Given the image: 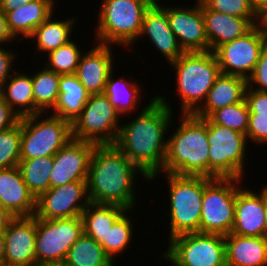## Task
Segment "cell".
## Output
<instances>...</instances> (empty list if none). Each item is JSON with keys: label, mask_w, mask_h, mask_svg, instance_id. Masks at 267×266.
I'll list each match as a JSON object with an SVG mask.
<instances>
[{"label": "cell", "mask_w": 267, "mask_h": 266, "mask_svg": "<svg viewBox=\"0 0 267 266\" xmlns=\"http://www.w3.org/2000/svg\"><path fill=\"white\" fill-rule=\"evenodd\" d=\"M166 97L155 95L129 123H122L115 145L148 178L160 173L166 159L169 128L175 116Z\"/></svg>", "instance_id": "1"}, {"label": "cell", "mask_w": 267, "mask_h": 266, "mask_svg": "<svg viewBox=\"0 0 267 266\" xmlns=\"http://www.w3.org/2000/svg\"><path fill=\"white\" fill-rule=\"evenodd\" d=\"M139 174L149 182L115 144L95 145L86 180L90 202L133 210L139 201L134 189Z\"/></svg>", "instance_id": "2"}, {"label": "cell", "mask_w": 267, "mask_h": 266, "mask_svg": "<svg viewBox=\"0 0 267 266\" xmlns=\"http://www.w3.org/2000/svg\"><path fill=\"white\" fill-rule=\"evenodd\" d=\"M179 115L178 127L168 136L163 169L151 176L149 182H155L157 175L162 173L209 177L210 145L206 118H199L194 114Z\"/></svg>", "instance_id": "3"}, {"label": "cell", "mask_w": 267, "mask_h": 266, "mask_svg": "<svg viewBox=\"0 0 267 266\" xmlns=\"http://www.w3.org/2000/svg\"><path fill=\"white\" fill-rule=\"evenodd\" d=\"M170 66L176 76L177 96L181 99L180 114H194L221 74L218 60L212 51L184 52Z\"/></svg>", "instance_id": "4"}, {"label": "cell", "mask_w": 267, "mask_h": 266, "mask_svg": "<svg viewBox=\"0 0 267 266\" xmlns=\"http://www.w3.org/2000/svg\"><path fill=\"white\" fill-rule=\"evenodd\" d=\"M157 0H101L94 43L130 47L139 40L143 17Z\"/></svg>", "instance_id": "5"}, {"label": "cell", "mask_w": 267, "mask_h": 266, "mask_svg": "<svg viewBox=\"0 0 267 266\" xmlns=\"http://www.w3.org/2000/svg\"><path fill=\"white\" fill-rule=\"evenodd\" d=\"M169 189L168 241L186 233L200 232L205 176L163 173Z\"/></svg>", "instance_id": "6"}, {"label": "cell", "mask_w": 267, "mask_h": 266, "mask_svg": "<svg viewBox=\"0 0 267 266\" xmlns=\"http://www.w3.org/2000/svg\"><path fill=\"white\" fill-rule=\"evenodd\" d=\"M206 125L210 145L209 178L245 179L249 148L246 135L215 124L209 118H206Z\"/></svg>", "instance_id": "7"}, {"label": "cell", "mask_w": 267, "mask_h": 266, "mask_svg": "<svg viewBox=\"0 0 267 266\" xmlns=\"http://www.w3.org/2000/svg\"><path fill=\"white\" fill-rule=\"evenodd\" d=\"M48 114L21 117L20 159L54 156L72 139L71 122Z\"/></svg>", "instance_id": "8"}, {"label": "cell", "mask_w": 267, "mask_h": 266, "mask_svg": "<svg viewBox=\"0 0 267 266\" xmlns=\"http://www.w3.org/2000/svg\"><path fill=\"white\" fill-rule=\"evenodd\" d=\"M241 182L240 179L205 177L200 233L223 236L231 233L235 222L237 189Z\"/></svg>", "instance_id": "9"}, {"label": "cell", "mask_w": 267, "mask_h": 266, "mask_svg": "<svg viewBox=\"0 0 267 266\" xmlns=\"http://www.w3.org/2000/svg\"><path fill=\"white\" fill-rule=\"evenodd\" d=\"M162 253L171 266H227L225 236L209 233H186L168 241Z\"/></svg>", "instance_id": "10"}, {"label": "cell", "mask_w": 267, "mask_h": 266, "mask_svg": "<svg viewBox=\"0 0 267 266\" xmlns=\"http://www.w3.org/2000/svg\"><path fill=\"white\" fill-rule=\"evenodd\" d=\"M121 116L104 93L92 94L81 114L71 123L72 138L96 145L115 144Z\"/></svg>", "instance_id": "11"}, {"label": "cell", "mask_w": 267, "mask_h": 266, "mask_svg": "<svg viewBox=\"0 0 267 266\" xmlns=\"http://www.w3.org/2000/svg\"><path fill=\"white\" fill-rule=\"evenodd\" d=\"M83 233L82 216L53 220L36 218V266L63 263L69 249Z\"/></svg>", "instance_id": "12"}, {"label": "cell", "mask_w": 267, "mask_h": 266, "mask_svg": "<svg viewBox=\"0 0 267 266\" xmlns=\"http://www.w3.org/2000/svg\"><path fill=\"white\" fill-rule=\"evenodd\" d=\"M266 43L267 28L258 24L244 36L220 45L214 51L220 72L248 80Z\"/></svg>", "instance_id": "13"}, {"label": "cell", "mask_w": 267, "mask_h": 266, "mask_svg": "<svg viewBox=\"0 0 267 266\" xmlns=\"http://www.w3.org/2000/svg\"><path fill=\"white\" fill-rule=\"evenodd\" d=\"M86 180L48 189L36 199L35 217L45 220L82 216L89 205Z\"/></svg>", "instance_id": "14"}, {"label": "cell", "mask_w": 267, "mask_h": 266, "mask_svg": "<svg viewBox=\"0 0 267 266\" xmlns=\"http://www.w3.org/2000/svg\"><path fill=\"white\" fill-rule=\"evenodd\" d=\"M194 6H164L170 28L184 52H207L209 42L205 32L203 3L195 0Z\"/></svg>", "instance_id": "15"}, {"label": "cell", "mask_w": 267, "mask_h": 266, "mask_svg": "<svg viewBox=\"0 0 267 266\" xmlns=\"http://www.w3.org/2000/svg\"><path fill=\"white\" fill-rule=\"evenodd\" d=\"M96 144L71 139L55 155L50 174V188L87 180L90 159Z\"/></svg>", "instance_id": "16"}, {"label": "cell", "mask_w": 267, "mask_h": 266, "mask_svg": "<svg viewBox=\"0 0 267 266\" xmlns=\"http://www.w3.org/2000/svg\"><path fill=\"white\" fill-rule=\"evenodd\" d=\"M36 217H14L4 232L2 263L36 266Z\"/></svg>", "instance_id": "17"}, {"label": "cell", "mask_w": 267, "mask_h": 266, "mask_svg": "<svg viewBox=\"0 0 267 266\" xmlns=\"http://www.w3.org/2000/svg\"><path fill=\"white\" fill-rule=\"evenodd\" d=\"M162 2L154 1L145 11L142 23L141 37L147 36L154 46L165 57L167 64L176 61L183 53L175 34L172 32L167 18V11L163 8ZM149 38V39H148Z\"/></svg>", "instance_id": "18"}, {"label": "cell", "mask_w": 267, "mask_h": 266, "mask_svg": "<svg viewBox=\"0 0 267 266\" xmlns=\"http://www.w3.org/2000/svg\"><path fill=\"white\" fill-rule=\"evenodd\" d=\"M237 189L235 222L231 233L240 236H264L265 185L257 193L242 187Z\"/></svg>", "instance_id": "19"}, {"label": "cell", "mask_w": 267, "mask_h": 266, "mask_svg": "<svg viewBox=\"0 0 267 266\" xmlns=\"http://www.w3.org/2000/svg\"><path fill=\"white\" fill-rule=\"evenodd\" d=\"M111 47L95 43L80 58L75 75L90 95L104 92L108 75L115 65Z\"/></svg>", "instance_id": "20"}, {"label": "cell", "mask_w": 267, "mask_h": 266, "mask_svg": "<svg viewBox=\"0 0 267 266\" xmlns=\"http://www.w3.org/2000/svg\"><path fill=\"white\" fill-rule=\"evenodd\" d=\"M205 32L210 51L214 52L220 45L244 36L260 18H240L208 9L203 4Z\"/></svg>", "instance_id": "21"}, {"label": "cell", "mask_w": 267, "mask_h": 266, "mask_svg": "<svg viewBox=\"0 0 267 266\" xmlns=\"http://www.w3.org/2000/svg\"><path fill=\"white\" fill-rule=\"evenodd\" d=\"M0 197L3 208L14 217L35 215L36 198L24 182L18 166L0 169Z\"/></svg>", "instance_id": "22"}, {"label": "cell", "mask_w": 267, "mask_h": 266, "mask_svg": "<svg viewBox=\"0 0 267 266\" xmlns=\"http://www.w3.org/2000/svg\"><path fill=\"white\" fill-rule=\"evenodd\" d=\"M247 86L246 79L221 73L208 91L204 103L194 115L208 118L217 109L242 102L245 99Z\"/></svg>", "instance_id": "23"}, {"label": "cell", "mask_w": 267, "mask_h": 266, "mask_svg": "<svg viewBox=\"0 0 267 266\" xmlns=\"http://www.w3.org/2000/svg\"><path fill=\"white\" fill-rule=\"evenodd\" d=\"M227 266H267V239L264 236H225Z\"/></svg>", "instance_id": "24"}, {"label": "cell", "mask_w": 267, "mask_h": 266, "mask_svg": "<svg viewBox=\"0 0 267 266\" xmlns=\"http://www.w3.org/2000/svg\"><path fill=\"white\" fill-rule=\"evenodd\" d=\"M53 12L54 9L48 3L31 0L5 14L8 30L15 40H28Z\"/></svg>", "instance_id": "25"}, {"label": "cell", "mask_w": 267, "mask_h": 266, "mask_svg": "<svg viewBox=\"0 0 267 266\" xmlns=\"http://www.w3.org/2000/svg\"><path fill=\"white\" fill-rule=\"evenodd\" d=\"M19 72H12V75L0 86V95L21 118L35 114V100L32 74Z\"/></svg>", "instance_id": "26"}, {"label": "cell", "mask_w": 267, "mask_h": 266, "mask_svg": "<svg viewBox=\"0 0 267 266\" xmlns=\"http://www.w3.org/2000/svg\"><path fill=\"white\" fill-rule=\"evenodd\" d=\"M59 96L52 115L73 122L82 112L90 94L75 74L60 75Z\"/></svg>", "instance_id": "27"}, {"label": "cell", "mask_w": 267, "mask_h": 266, "mask_svg": "<svg viewBox=\"0 0 267 266\" xmlns=\"http://www.w3.org/2000/svg\"><path fill=\"white\" fill-rule=\"evenodd\" d=\"M53 12L40 26H38L33 34L29 37L36 44L35 53L48 54L50 51L67 44L73 39L71 34L75 28L76 18H66L60 20L55 18ZM72 38V39H71Z\"/></svg>", "instance_id": "28"}, {"label": "cell", "mask_w": 267, "mask_h": 266, "mask_svg": "<svg viewBox=\"0 0 267 266\" xmlns=\"http://www.w3.org/2000/svg\"><path fill=\"white\" fill-rule=\"evenodd\" d=\"M115 72L113 69L109 73L103 93L107 96L121 118H124V115L125 118L126 115L130 117V114L134 113L138 109V106L141 107V92L144 89L141 88L139 82L133 81L132 78L123 76L118 79L116 76L114 77Z\"/></svg>", "instance_id": "29"}, {"label": "cell", "mask_w": 267, "mask_h": 266, "mask_svg": "<svg viewBox=\"0 0 267 266\" xmlns=\"http://www.w3.org/2000/svg\"><path fill=\"white\" fill-rule=\"evenodd\" d=\"M126 210L118 205L90 202L82 213L84 233L102 246L106 232Z\"/></svg>", "instance_id": "30"}, {"label": "cell", "mask_w": 267, "mask_h": 266, "mask_svg": "<svg viewBox=\"0 0 267 266\" xmlns=\"http://www.w3.org/2000/svg\"><path fill=\"white\" fill-rule=\"evenodd\" d=\"M64 263L69 266H115L103 247L85 233L69 249Z\"/></svg>", "instance_id": "31"}, {"label": "cell", "mask_w": 267, "mask_h": 266, "mask_svg": "<svg viewBox=\"0 0 267 266\" xmlns=\"http://www.w3.org/2000/svg\"><path fill=\"white\" fill-rule=\"evenodd\" d=\"M60 75L46 67L32 73L35 114L50 112L59 96Z\"/></svg>", "instance_id": "32"}, {"label": "cell", "mask_w": 267, "mask_h": 266, "mask_svg": "<svg viewBox=\"0 0 267 266\" xmlns=\"http://www.w3.org/2000/svg\"><path fill=\"white\" fill-rule=\"evenodd\" d=\"M54 156L34 159H21L18 167L31 193L37 199L50 189V174L53 169Z\"/></svg>", "instance_id": "33"}, {"label": "cell", "mask_w": 267, "mask_h": 266, "mask_svg": "<svg viewBox=\"0 0 267 266\" xmlns=\"http://www.w3.org/2000/svg\"><path fill=\"white\" fill-rule=\"evenodd\" d=\"M133 211L126 210L106 232L102 247L113 263L116 262L117 256L123 255L122 252L126 251L133 242L134 224L130 217Z\"/></svg>", "instance_id": "34"}, {"label": "cell", "mask_w": 267, "mask_h": 266, "mask_svg": "<svg viewBox=\"0 0 267 266\" xmlns=\"http://www.w3.org/2000/svg\"><path fill=\"white\" fill-rule=\"evenodd\" d=\"M73 40L50 51L46 57L44 67L59 75L75 74L80 58L84 52Z\"/></svg>", "instance_id": "35"}, {"label": "cell", "mask_w": 267, "mask_h": 266, "mask_svg": "<svg viewBox=\"0 0 267 266\" xmlns=\"http://www.w3.org/2000/svg\"><path fill=\"white\" fill-rule=\"evenodd\" d=\"M249 114V109L244 99L242 102L217 109L208 118L215 124L246 135Z\"/></svg>", "instance_id": "36"}, {"label": "cell", "mask_w": 267, "mask_h": 266, "mask_svg": "<svg viewBox=\"0 0 267 266\" xmlns=\"http://www.w3.org/2000/svg\"><path fill=\"white\" fill-rule=\"evenodd\" d=\"M20 145L21 118L14 126L0 131V169L18 166Z\"/></svg>", "instance_id": "37"}, {"label": "cell", "mask_w": 267, "mask_h": 266, "mask_svg": "<svg viewBox=\"0 0 267 266\" xmlns=\"http://www.w3.org/2000/svg\"><path fill=\"white\" fill-rule=\"evenodd\" d=\"M208 9L240 18H260L249 0H200Z\"/></svg>", "instance_id": "38"}, {"label": "cell", "mask_w": 267, "mask_h": 266, "mask_svg": "<svg viewBox=\"0 0 267 266\" xmlns=\"http://www.w3.org/2000/svg\"><path fill=\"white\" fill-rule=\"evenodd\" d=\"M246 138L248 144L250 141L257 145L265 146L267 144V116L249 114Z\"/></svg>", "instance_id": "39"}, {"label": "cell", "mask_w": 267, "mask_h": 266, "mask_svg": "<svg viewBox=\"0 0 267 266\" xmlns=\"http://www.w3.org/2000/svg\"><path fill=\"white\" fill-rule=\"evenodd\" d=\"M247 85L249 88L267 92V43L261 50L259 60L256 63L254 72L247 80Z\"/></svg>", "instance_id": "40"}, {"label": "cell", "mask_w": 267, "mask_h": 266, "mask_svg": "<svg viewBox=\"0 0 267 266\" xmlns=\"http://www.w3.org/2000/svg\"><path fill=\"white\" fill-rule=\"evenodd\" d=\"M245 102L250 114L267 116V92L258 91L247 86Z\"/></svg>", "instance_id": "41"}, {"label": "cell", "mask_w": 267, "mask_h": 266, "mask_svg": "<svg viewBox=\"0 0 267 266\" xmlns=\"http://www.w3.org/2000/svg\"><path fill=\"white\" fill-rule=\"evenodd\" d=\"M3 47L5 46H0V86L12 75L11 72L15 71L13 65L17 59L16 55L19 54Z\"/></svg>", "instance_id": "42"}, {"label": "cell", "mask_w": 267, "mask_h": 266, "mask_svg": "<svg viewBox=\"0 0 267 266\" xmlns=\"http://www.w3.org/2000/svg\"><path fill=\"white\" fill-rule=\"evenodd\" d=\"M20 117L10 108L0 95V131L14 126Z\"/></svg>", "instance_id": "43"}, {"label": "cell", "mask_w": 267, "mask_h": 266, "mask_svg": "<svg viewBox=\"0 0 267 266\" xmlns=\"http://www.w3.org/2000/svg\"><path fill=\"white\" fill-rule=\"evenodd\" d=\"M14 40L8 30L5 14L0 10V46H4L5 43L8 45L7 43H11Z\"/></svg>", "instance_id": "44"}, {"label": "cell", "mask_w": 267, "mask_h": 266, "mask_svg": "<svg viewBox=\"0 0 267 266\" xmlns=\"http://www.w3.org/2000/svg\"><path fill=\"white\" fill-rule=\"evenodd\" d=\"M31 0H0V10L6 14Z\"/></svg>", "instance_id": "45"}, {"label": "cell", "mask_w": 267, "mask_h": 266, "mask_svg": "<svg viewBox=\"0 0 267 266\" xmlns=\"http://www.w3.org/2000/svg\"><path fill=\"white\" fill-rule=\"evenodd\" d=\"M14 216L6 209H0V232H5Z\"/></svg>", "instance_id": "46"}, {"label": "cell", "mask_w": 267, "mask_h": 266, "mask_svg": "<svg viewBox=\"0 0 267 266\" xmlns=\"http://www.w3.org/2000/svg\"><path fill=\"white\" fill-rule=\"evenodd\" d=\"M249 2L259 15L267 8V0H249Z\"/></svg>", "instance_id": "47"}, {"label": "cell", "mask_w": 267, "mask_h": 266, "mask_svg": "<svg viewBox=\"0 0 267 266\" xmlns=\"http://www.w3.org/2000/svg\"><path fill=\"white\" fill-rule=\"evenodd\" d=\"M264 237L267 239V184H265V224Z\"/></svg>", "instance_id": "48"}, {"label": "cell", "mask_w": 267, "mask_h": 266, "mask_svg": "<svg viewBox=\"0 0 267 266\" xmlns=\"http://www.w3.org/2000/svg\"><path fill=\"white\" fill-rule=\"evenodd\" d=\"M3 253H4V232H0V263H2Z\"/></svg>", "instance_id": "49"}, {"label": "cell", "mask_w": 267, "mask_h": 266, "mask_svg": "<svg viewBox=\"0 0 267 266\" xmlns=\"http://www.w3.org/2000/svg\"><path fill=\"white\" fill-rule=\"evenodd\" d=\"M260 24L267 28V8L260 14Z\"/></svg>", "instance_id": "50"}, {"label": "cell", "mask_w": 267, "mask_h": 266, "mask_svg": "<svg viewBox=\"0 0 267 266\" xmlns=\"http://www.w3.org/2000/svg\"><path fill=\"white\" fill-rule=\"evenodd\" d=\"M38 1H42V2L48 3L54 10L56 8L55 4L57 3L56 2L57 0H38Z\"/></svg>", "instance_id": "51"}, {"label": "cell", "mask_w": 267, "mask_h": 266, "mask_svg": "<svg viewBox=\"0 0 267 266\" xmlns=\"http://www.w3.org/2000/svg\"><path fill=\"white\" fill-rule=\"evenodd\" d=\"M0 266H22V265H12V264L0 263Z\"/></svg>", "instance_id": "52"}, {"label": "cell", "mask_w": 267, "mask_h": 266, "mask_svg": "<svg viewBox=\"0 0 267 266\" xmlns=\"http://www.w3.org/2000/svg\"><path fill=\"white\" fill-rule=\"evenodd\" d=\"M54 266H69V265H67V264H65V263L63 262V263H60V264H56V265H54Z\"/></svg>", "instance_id": "53"}, {"label": "cell", "mask_w": 267, "mask_h": 266, "mask_svg": "<svg viewBox=\"0 0 267 266\" xmlns=\"http://www.w3.org/2000/svg\"><path fill=\"white\" fill-rule=\"evenodd\" d=\"M0 209H4V208H3L2 201H1V197H0Z\"/></svg>", "instance_id": "54"}]
</instances>
